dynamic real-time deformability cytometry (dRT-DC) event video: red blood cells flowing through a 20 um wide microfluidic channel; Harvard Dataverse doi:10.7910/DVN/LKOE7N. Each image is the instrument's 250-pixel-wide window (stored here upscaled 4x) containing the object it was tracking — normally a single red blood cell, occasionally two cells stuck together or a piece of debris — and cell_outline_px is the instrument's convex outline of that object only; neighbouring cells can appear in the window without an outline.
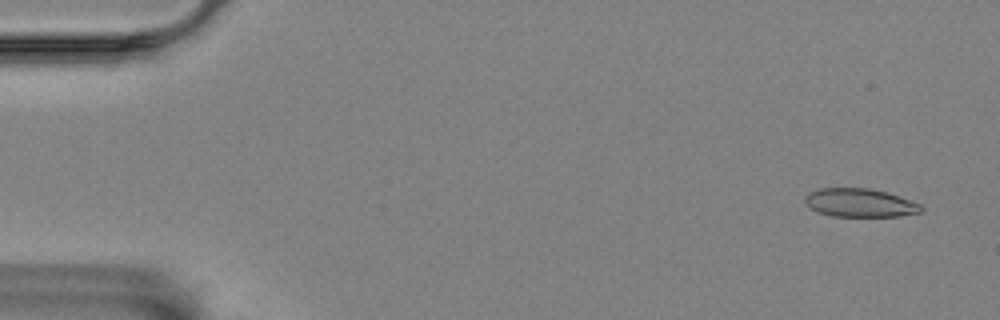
{"species": "Egyptian fruit bat (a non-hibernating species)", "species_latin": "Rousettus aegyptiacus", "temperature_condition": "room temperature", "stored_images_in_passage": 5, "camera_frame_rate_fps": 3000, "um_per_image_px": 0.085, "animal": {"sex": "female"}, "frame": {"image": 1, "passage_image": 1, "time_ms": 0.0, "image_size_px": [1000, 320], "cell_outline_px": [[924, 212], [900, 216], [832, 216], [820, 212], [804, 204], [804, 196], [808, 192], [820, 188], [868, 188], [900, 196], [920, 204], [924, 208]], "centroid_in_image_um": [73.1, 17.24], "position_along_channel_um": 11.9, "area_um2": 19.31}}
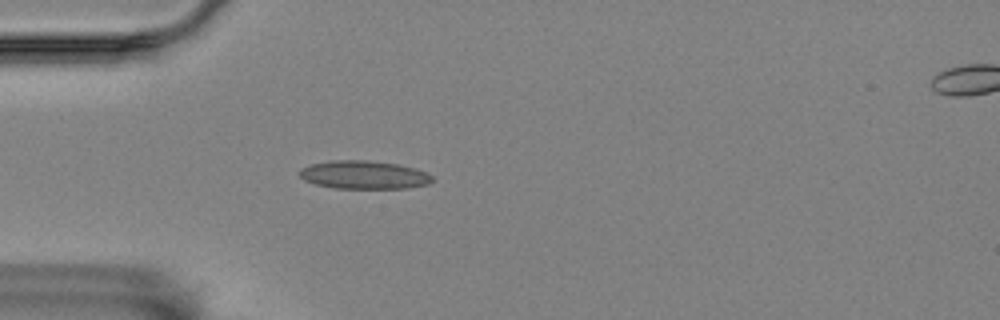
{"frame": {"image": 2, "passage_image": 4, "time_ms": 1.0, "image_size_px": [1000, 320], "cell_outline_px": [[432, 180], [428, 184], [408, 188], [332, 188], [316, 184], [304, 180], [300, 176], [300, 168], [312, 164], [332, 160], [364, 160], [396, 164], [416, 168], [432, 176]], "centroid_in_image_um": [30.91, 14.86], "position_along_channel_um": 54.1, "area_um2": 21.68}}